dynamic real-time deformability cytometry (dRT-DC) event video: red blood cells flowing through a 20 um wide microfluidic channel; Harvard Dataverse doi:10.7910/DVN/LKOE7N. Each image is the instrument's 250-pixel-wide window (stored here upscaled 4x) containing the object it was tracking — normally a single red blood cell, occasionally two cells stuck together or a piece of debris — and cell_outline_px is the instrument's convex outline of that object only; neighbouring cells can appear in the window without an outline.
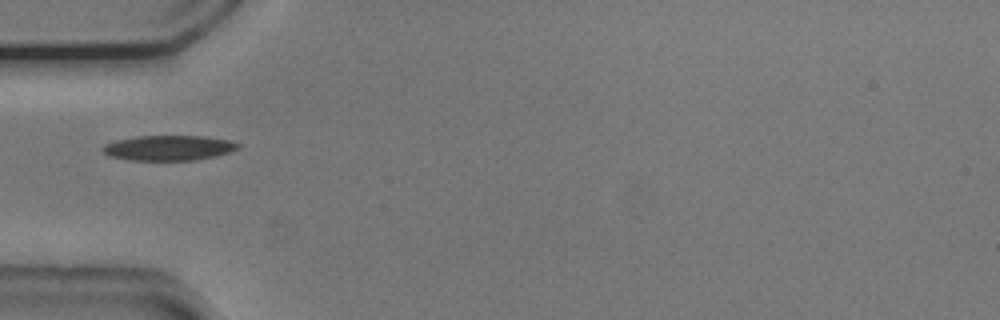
{"species": "common noctule bat (a hibernating species)", "species_latin": "Nyctalus noctula", "temperature_condition": "cold", "stored_images_in_passage": 11, "camera_frame_rate_fps": 3000, "um_per_image_px": 0.085, "animal": {"sex": "male", "body_mass_g": 20.5, "forearm_length_mm": 52.5}, "frame": {"image": 1, "passage_image": 1, "time_ms": 0.0, "image_size_px": [1000, 320], "cell_outline_px": [[240, 148], [216, 156], [192, 160], [132, 160], [108, 156], [100, 148], [104, 144], [116, 140], [136, 136], [204, 136], [228, 140], [240, 144]], "centroid_in_image_um": [14.31, 12.56], "position_along_channel_um": 70.7, "area_um2": 19.77}}